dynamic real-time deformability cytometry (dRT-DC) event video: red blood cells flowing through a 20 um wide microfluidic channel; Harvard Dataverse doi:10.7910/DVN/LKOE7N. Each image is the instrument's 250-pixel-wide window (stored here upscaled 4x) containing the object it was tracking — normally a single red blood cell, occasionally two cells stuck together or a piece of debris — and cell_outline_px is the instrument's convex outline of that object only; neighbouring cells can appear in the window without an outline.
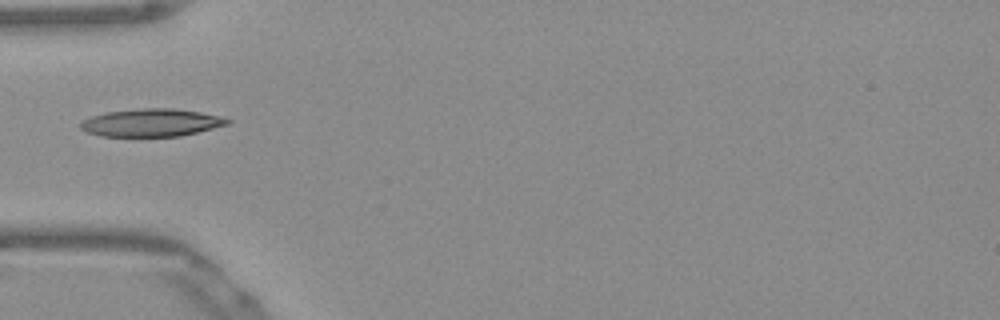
{"species": "Egyptian fruit bat (a non-hibernating species)", "species_latin": "Rousettus aegyptiacus", "temperature_condition": "warm", "stored_images_in_passage": 36, "camera_frame_rate_fps": 3000, "um_per_image_px": 0.085, "frame": {"image": 1, "passage_image": 1, "time_ms": 0.0, "image_size_px": [1000, 320], "cell_outline_px": [[232, 120], [228, 124], [180, 136], [100, 136], [88, 132], [80, 128], [80, 124], [84, 120], [92, 116], [108, 112], [140, 108], [172, 108], [200, 112]], "centroid_in_image_um": [12.84, 10.42], "position_along_channel_um": 72.2, "area_um2": 23.35}}
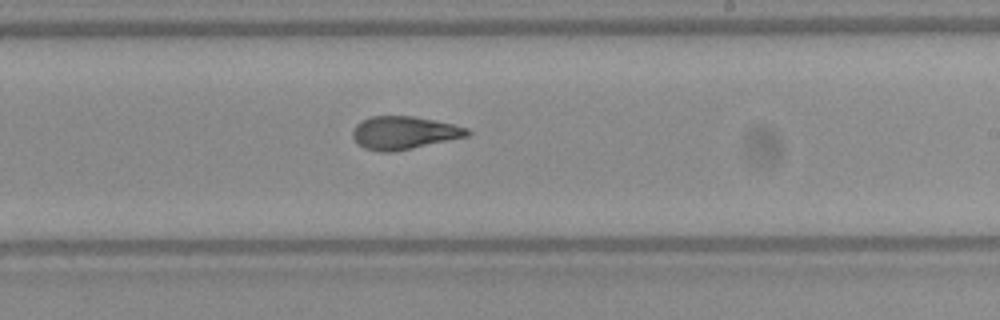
{"frame": {"image": 2, "passage_image": 15, "time_ms": 4.667, "image_size_px": [1000, 320], "cell_outline_px": [[472, 132], [468, 136], [412, 148], [392, 152], [380, 152], [364, 148], [352, 136], [352, 132], [356, 124], [360, 120], [372, 116], [412, 116], [452, 124], [468, 128]], "centroid_in_image_um": [34.32, 11.28], "position_along_channel_um": 254.7, "area_um2": 21.85}}
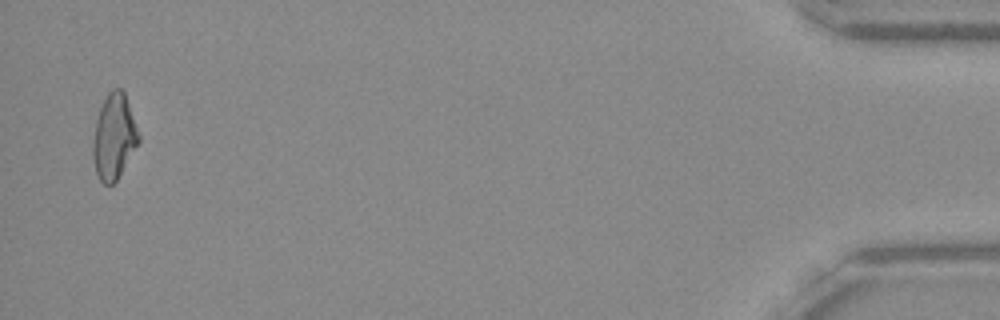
{"frame": {"image": 3, "passage_image": 35, "time_ms": 11.333, "image_size_px": [1000, 320], "cell_outline_px": [[140, 140], [116, 180], [112, 184], [104, 184], [100, 180], [96, 172], [92, 156], [92, 144], [96, 120], [100, 108], [108, 92], [112, 88], [120, 88], [124, 92], [140, 136]], "centroid_in_image_um": [9.67, 11.61], "position_along_channel_um": 425.5, "area_um2": 22.37}}